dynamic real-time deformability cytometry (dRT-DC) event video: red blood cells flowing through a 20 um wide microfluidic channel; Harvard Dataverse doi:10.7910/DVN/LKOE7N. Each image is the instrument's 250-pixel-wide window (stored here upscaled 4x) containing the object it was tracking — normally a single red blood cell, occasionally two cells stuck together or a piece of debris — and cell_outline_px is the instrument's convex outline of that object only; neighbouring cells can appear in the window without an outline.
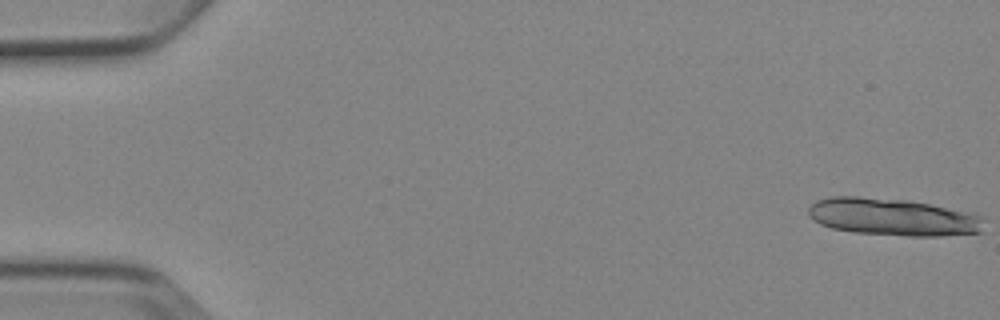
{"species": "Egyptian fruit bat (a non-hibernating species)", "species_latin": "Rousettus aegyptiacus", "temperature_condition": "cold", "stored_images_in_passage": 7, "camera_frame_rate_fps": 3000, "um_per_image_px": 0.085, "animal": {"sex": "female"}, "frame": {"image": 1, "passage_image": 1, "time_ms": 0.0, "image_size_px": [1000, 320], "cell_outline_px": [[984, 232], [940, 236], [908, 236], [856, 232], [832, 228], [820, 224], [812, 220], [808, 216], [808, 208], [816, 200], [832, 196], [860, 196], [908, 200], [928, 204], [980, 216], [984, 220]], "centroid_in_image_um": [75.84, 18.45], "position_along_channel_um": 9.2, "area_um2": 38.09}}
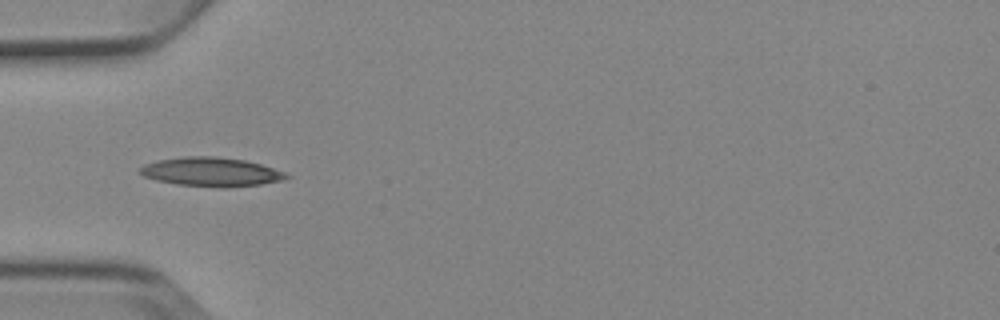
{"frame": {"image": 2, "passage_image": 6, "time_ms": 5.667, "image_size_px": [1000, 320], "cell_outline_px": [[292, 176], [284, 180], [260, 184], [228, 188], [216, 188], [176, 184], [156, 180], [144, 176], [136, 172], [144, 164], [160, 160], [184, 156], [212, 156], [244, 160], [260, 164], [288, 172]], "centroid_in_image_um": [17.98, 14.62], "position_along_channel_um": 67.0, "area_um2": 25.03}}
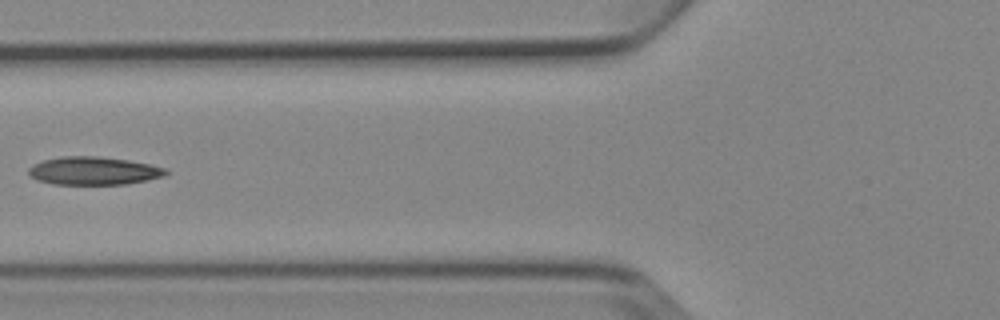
{"frame": {"image": 3, "passage_image": 7, "time_ms": 7.0, "image_size_px": [1000, 320], "cell_outline_px": [[168, 172], [164, 176], [148, 180], [128, 184], [52, 184], [36, 180], [28, 176], [28, 168], [32, 164], [44, 160], [64, 156], [96, 156], [128, 160], [148, 164], [164, 168]], "centroid_in_image_um": [7.91, 14.53], "position_along_channel_um": 117.9, "area_um2": 22.48}}